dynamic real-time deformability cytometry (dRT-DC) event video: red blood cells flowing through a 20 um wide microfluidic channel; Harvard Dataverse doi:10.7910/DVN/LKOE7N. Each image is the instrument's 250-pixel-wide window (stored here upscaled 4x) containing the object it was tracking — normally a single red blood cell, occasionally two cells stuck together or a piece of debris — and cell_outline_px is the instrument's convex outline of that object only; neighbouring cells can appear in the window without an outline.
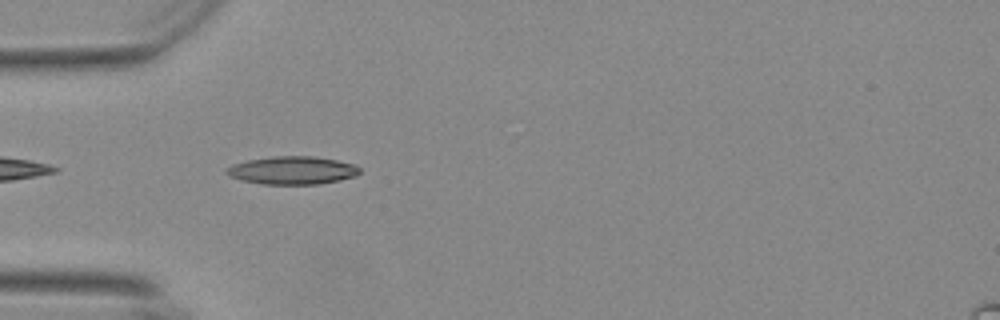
{"species": "Egyptian fruit bat (a non-hibernating species)", "species_latin": "Rousettus aegyptiacus", "temperature_condition": "warm", "stored_images_in_passage": 35, "camera_frame_rate_fps": 3000, "um_per_image_px": 0.085, "animal": {"sex": "female"}, "frame": {"image": 1, "passage_image": 2, "time_ms": 0.333, "image_size_px": [1000, 320], "cell_outline_px": [[360, 172], [356, 176], [340, 180], [320, 184], [260, 184], [240, 180], [228, 176], [224, 172], [232, 164], [248, 160], [276, 156], [312, 156], [336, 160], [352, 164], [360, 168]], "centroid_in_image_um": [24.83, 14.49], "position_along_channel_um": 60.2, "area_um2": 21.73}}
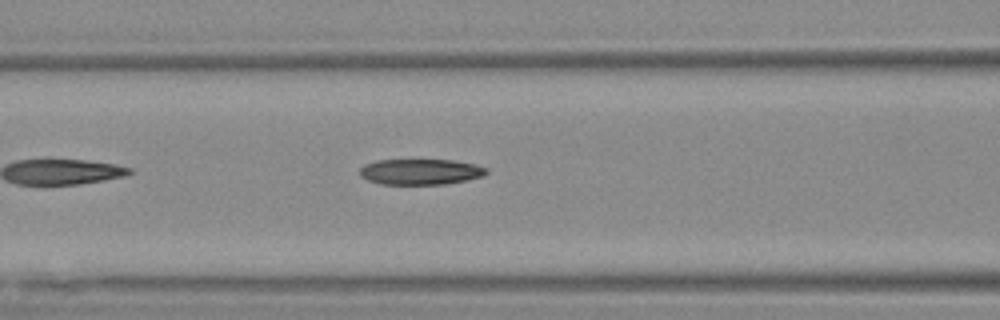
{"frame": {"image": 2, "passage_image": 8, "time_ms": 2.333, "image_size_px": [1000, 320], "cell_outline_px": [[488, 172], [484, 176], [444, 184], [380, 184], [368, 180], [360, 176], [360, 168], [364, 164], [376, 160], [452, 160], [476, 164], [488, 168]], "centroid_in_image_um": [35.74, 14.59], "position_along_channel_um": 130.9, "area_um2": 19.02}}
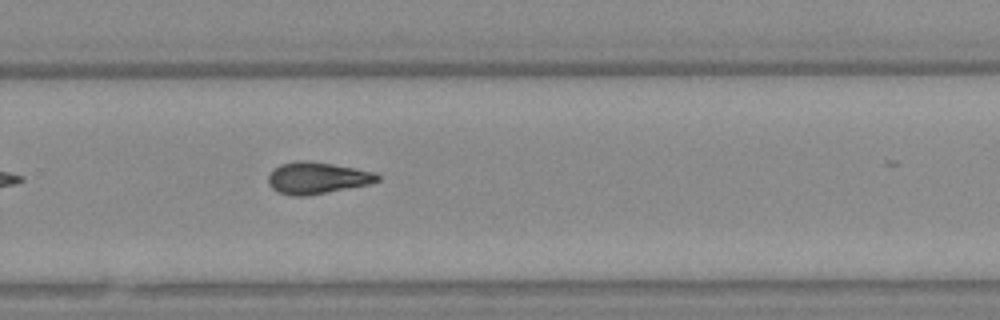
{"frame": {"image": 3, "passage_image": 22, "time_ms": 7.0, "image_size_px": [1000, 320], "cell_outline_px": [[380, 180], [368, 184], [308, 196], [292, 196], [276, 192], [268, 184], [268, 176], [280, 164], [300, 160], [304, 160], [332, 164], [356, 168], [376, 172], [380, 176]], "centroid_in_image_um": [26.95, 15.13], "position_along_channel_um": 302.8, "area_um2": 20.17}}